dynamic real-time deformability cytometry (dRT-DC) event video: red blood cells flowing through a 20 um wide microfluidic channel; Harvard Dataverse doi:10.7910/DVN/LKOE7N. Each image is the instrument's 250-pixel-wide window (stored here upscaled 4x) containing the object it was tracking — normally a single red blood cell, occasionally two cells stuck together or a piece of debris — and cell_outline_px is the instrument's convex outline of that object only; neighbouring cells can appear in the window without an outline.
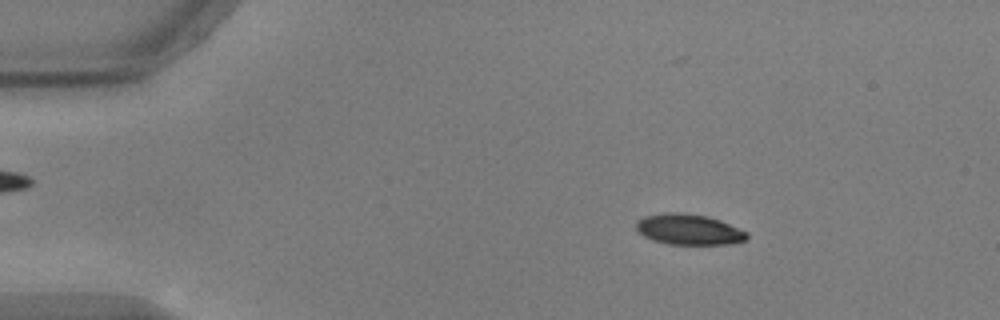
{"species": "common noctule bat (a hibernating species)", "species_latin": "Nyctalus noctula", "temperature_condition": "warm", "stored_images_in_passage": 9, "camera_frame_rate_fps": 3000, "um_per_image_px": 0.085, "animal": {"sex": "male", "body_mass_g": 17.9, "forearm_length_mm": 54.2}, "frame": {"image": 1, "passage_image": 4, "time_ms": 1.0, "image_size_px": [1000, 320], "cell_outline_px": [[748, 240], [728, 244], [668, 244], [652, 240], [636, 232], [636, 220], [644, 216], [668, 212], [680, 212], [708, 216], [720, 220], [748, 232]], "centroid_in_image_um": [58.53, 19.5], "position_along_channel_um": 26.5, "area_um2": 20.0}}